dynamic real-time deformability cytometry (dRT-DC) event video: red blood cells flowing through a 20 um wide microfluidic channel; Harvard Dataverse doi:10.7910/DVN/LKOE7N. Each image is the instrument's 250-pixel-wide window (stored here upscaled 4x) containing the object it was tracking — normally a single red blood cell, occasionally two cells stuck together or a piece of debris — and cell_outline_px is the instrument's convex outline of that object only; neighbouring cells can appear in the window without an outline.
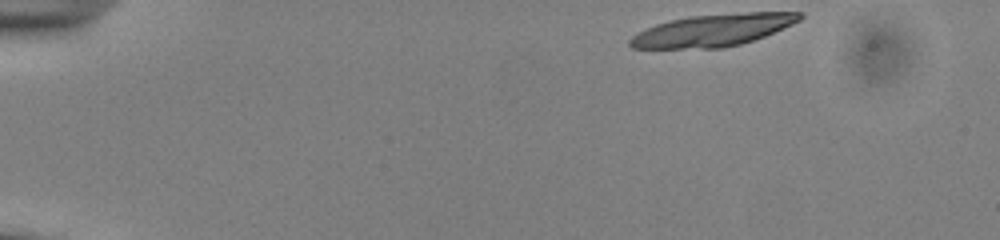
{"species": "common noctule bat (a hibernating species)", "species_latin": "Nyctalus noctula", "temperature_condition": "cold", "stored_images_in_passage": 12, "camera_frame_rate_fps": 3000, "um_per_image_px": 0.085, "animal": {"sex": "male", "body_mass_g": 13.0, "forearm_length_mm": 53.1}, "frame": {"image": 1, "passage_image": 1, "time_ms": 0.0, "image_size_px": [1000, 240], "cell_outline_px": [[804, 16], [800, 20], [792, 24], [764, 36], [740, 44], [720, 48], [632, 48], [628, 44], [628, 40], [632, 36], [656, 24], [688, 16], [748, 12], [800, 12]], "centroid_in_image_um": [60.6, 2.56], "position_along_channel_um": 24.4, "area_um2": 31.39}}